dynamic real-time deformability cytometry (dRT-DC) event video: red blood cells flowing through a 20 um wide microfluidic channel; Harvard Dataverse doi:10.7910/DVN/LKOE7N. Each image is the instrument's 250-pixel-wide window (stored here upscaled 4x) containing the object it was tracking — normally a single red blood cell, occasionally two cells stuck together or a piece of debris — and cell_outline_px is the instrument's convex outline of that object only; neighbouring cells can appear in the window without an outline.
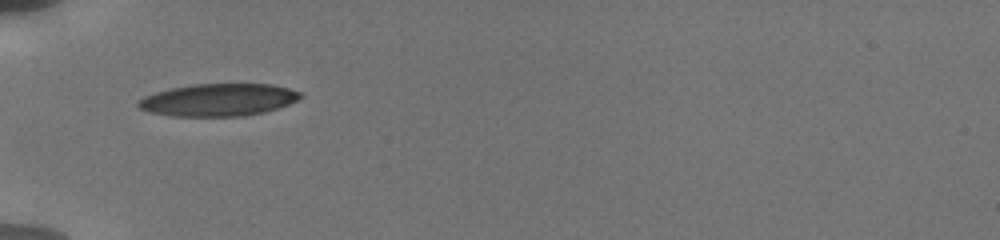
{"species": "human", "species_latin": "Homo sapiens", "temperature_condition": "cold", "stored_images_in_passage": 8, "camera_frame_rate_fps": 3000, "um_per_image_px": 0.085, "donor": {"sex": "male"}, "frame": {"image": 1, "passage_image": 1, "time_ms": 0.0, "image_size_px": [1000, 240], "cell_outline_px": [[304, 96], [288, 104], [264, 112], [244, 116], [172, 116], [148, 112], [140, 108], [136, 104], [136, 100], [144, 96], [156, 92], [172, 88], [192, 84], [272, 84], [288, 88], [300, 92]], "centroid_in_image_um": [18.53, 8.49], "position_along_channel_um": 66.5, "area_um2": 30.63}}
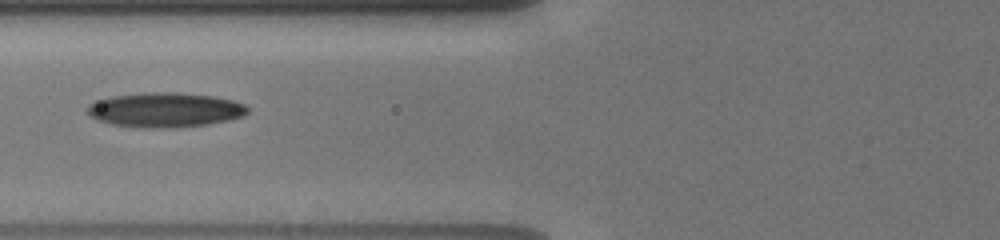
{"frame": {"image": 2, "passage_image": 4, "time_ms": 1.333, "image_size_px": [1000, 240], "cell_outline_px": [[248, 112], [244, 116], [228, 120], [208, 124], [176, 128], [144, 128], [112, 124], [96, 120], [88, 116], [88, 104], [96, 100], [112, 96], [144, 92], [176, 92], [212, 96], [232, 100], [244, 104], [248, 108]], "centroid_in_image_um": [14.0, 9.34], "position_along_channel_um": 111.8, "area_um2": 32.6}}
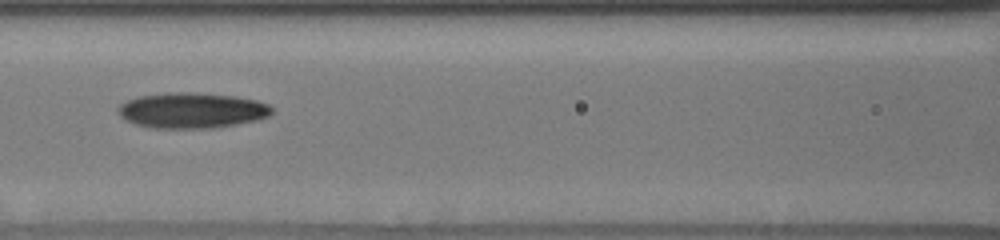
{"frame": {"image": 3, "passage_image": 6, "time_ms": 2.333, "image_size_px": [1000, 240], "cell_outline_px": [[272, 112], [268, 116], [260, 120], [212, 128], [152, 128], [136, 124], [120, 116], [116, 108], [120, 104], [128, 100], [140, 96], [168, 92], [196, 92], [236, 96], [256, 100], [268, 104], [272, 108]], "centroid_in_image_um": [16.32, 9.38], "position_along_channel_um": 150.3, "area_um2": 31.96}}